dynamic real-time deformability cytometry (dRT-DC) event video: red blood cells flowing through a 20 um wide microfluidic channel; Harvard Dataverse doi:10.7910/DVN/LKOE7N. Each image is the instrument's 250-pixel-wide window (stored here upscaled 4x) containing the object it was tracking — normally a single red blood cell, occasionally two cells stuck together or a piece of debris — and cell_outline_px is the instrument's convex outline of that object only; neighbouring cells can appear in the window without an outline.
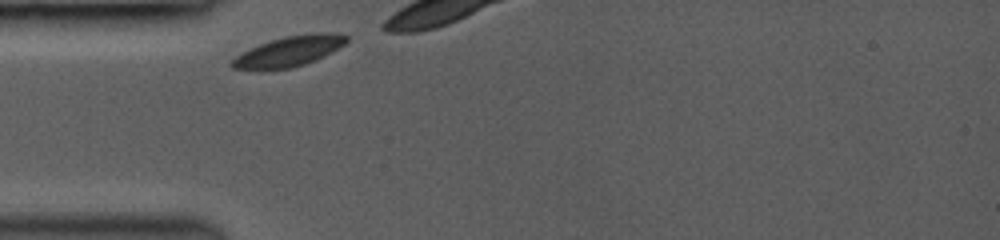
{"species": "common noctule bat (a hibernating species)", "species_latin": "Nyctalus noctula", "temperature_condition": "room temperature", "stored_images_in_passage": 4, "camera_frame_rate_fps": 3000, "um_per_image_px": 0.085, "animal": {"sex": "female", "body_mass_g": 19.0, "forearm_length_mm": 53.3}, "frame": {"image": 1, "passage_image": 1, "time_ms": 0.0, "image_size_px": [1000, 240], "cell_outline_px": [[348, 40], [344, 44], [332, 52], [324, 56], [304, 64], [292, 68], [232, 68], [228, 64], [236, 56], [260, 44], [284, 36], [316, 32], [328, 32], [348, 36]], "centroid_in_image_um": [24.62, 4.33], "position_along_channel_um": 60.4, "area_um2": 19.65}}